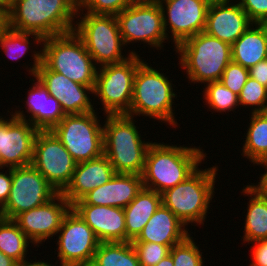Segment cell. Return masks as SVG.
<instances>
[{
	"instance_id": "cell-31",
	"label": "cell",
	"mask_w": 267,
	"mask_h": 266,
	"mask_svg": "<svg viewBox=\"0 0 267 266\" xmlns=\"http://www.w3.org/2000/svg\"><path fill=\"white\" fill-rule=\"evenodd\" d=\"M90 266H140L132 242H100Z\"/></svg>"
},
{
	"instance_id": "cell-37",
	"label": "cell",
	"mask_w": 267,
	"mask_h": 266,
	"mask_svg": "<svg viewBox=\"0 0 267 266\" xmlns=\"http://www.w3.org/2000/svg\"><path fill=\"white\" fill-rule=\"evenodd\" d=\"M249 77V70L231 61L223 71L220 81L236 95H239Z\"/></svg>"
},
{
	"instance_id": "cell-20",
	"label": "cell",
	"mask_w": 267,
	"mask_h": 266,
	"mask_svg": "<svg viewBox=\"0 0 267 266\" xmlns=\"http://www.w3.org/2000/svg\"><path fill=\"white\" fill-rule=\"evenodd\" d=\"M251 24L246 12L236 0L212 3L207 11L204 32L232 45Z\"/></svg>"
},
{
	"instance_id": "cell-18",
	"label": "cell",
	"mask_w": 267,
	"mask_h": 266,
	"mask_svg": "<svg viewBox=\"0 0 267 266\" xmlns=\"http://www.w3.org/2000/svg\"><path fill=\"white\" fill-rule=\"evenodd\" d=\"M35 77L44 85L49 94L59 101L65 114L96 111L95 101L93 100L92 104V99H90V96L94 94L90 86L71 81L66 76L49 70L43 63L38 67Z\"/></svg>"
},
{
	"instance_id": "cell-32",
	"label": "cell",
	"mask_w": 267,
	"mask_h": 266,
	"mask_svg": "<svg viewBox=\"0 0 267 266\" xmlns=\"http://www.w3.org/2000/svg\"><path fill=\"white\" fill-rule=\"evenodd\" d=\"M202 88L203 93L201 94L205 101L203 103L207 105L208 109H213L212 114L215 112L223 114L225 112L229 115V112H236L235 110L239 108L238 95L225 87L220 80L207 83Z\"/></svg>"
},
{
	"instance_id": "cell-17",
	"label": "cell",
	"mask_w": 267,
	"mask_h": 266,
	"mask_svg": "<svg viewBox=\"0 0 267 266\" xmlns=\"http://www.w3.org/2000/svg\"><path fill=\"white\" fill-rule=\"evenodd\" d=\"M71 208L72 205L66 198L58 193L46 204L21 212L13 220L39 248L46 240H51L56 236L65 215Z\"/></svg>"
},
{
	"instance_id": "cell-15",
	"label": "cell",
	"mask_w": 267,
	"mask_h": 266,
	"mask_svg": "<svg viewBox=\"0 0 267 266\" xmlns=\"http://www.w3.org/2000/svg\"><path fill=\"white\" fill-rule=\"evenodd\" d=\"M163 14V25L168 41L176 48L189 37L203 32L206 27L209 3L205 0H157ZM171 32V34H170ZM171 35V37H170Z\"/></svg>"
},
{
	"instance_id": "cell-11",
	"label": "cell",
	"mask_w": 267,
	"mask_h": 266,
	"mask_svg": "<svg viewBox=\"0 0 267 266\" xmlns=\"http://www.w3.org/2000/svg\"><path fill=\"white\" fill-rule=\"evenodd\" d=\"M119 31L126 47L139 43L154 50H163L168 41L163 14L157 0H135L116 16Z\"/></svg>"
},
{
	"instance_id": "cell-29",
	"label": "cell",
	"mask_w": 267,
	"mask_h": 266,
	"mask_svg": "<svg viewBox=\"0 0 267 266\" xmlns=\"http://www.w3.org/2000/svg\"><path fill=\"white\" fill-rule=\"evenodd\" d=\"M251 114V115H250ZM241 156L258 166L267 160V112L249 113Z\"/></svg>"
},
{
	"instance_id": "cell-25",
	"label": "cell",
	"mask_w": 267,
	"mask_h": 266,
	"mask_svg": "<svg viewBox=\"0 0 267 266\" xmlns=\"http://www.w3.org/2000/svg\"><path fill=\"white\" fill-rule=\"evenodd\" d=\"M32 36V37H31ZM31 37V38H30ZM33 38V39H32ZM31 39V40H30ZM44 38L41 35L35 34V33H28V32H21L16 31L8 26H6L3 31L0 33V48L3 53H5L6 58H10L12 62L18 61L21 58H26L27 53H31L33 64H28V67L26 64V70L28 69V73L31 76H35L36 71L38 67L42 63V46H43ZM32 42V43H31ZM37 44V47H35L34 44ZM33 44V46H32ZM40 45V46H39ZM38 46L40 47V50L38 51ZM30 47H35L30 49ZM37 48V51L35 50ZM28 50L30 52H28ZM33 50V51H32Z\"/></svg>"
},
{
	"instance_id": "cell-16",
	"label": "cell",
	"mask_w": 267,
	"mask_h": 266,
	"mask_svg": "<svg viewBox=\"0 0 267 266\" xmlns=\"http://www.w3.org/2000/svg\"><path fill=\"white\" fill-rule=\"evenodd\" d=\"M10 115H7L9 114ZM0 120V167L15 168L32 163L34 141L39 132L30 122L7 110Z\"/></svg>"
},
{
	"instance_id": "cell-36",
	"label": "cell",
	"mask_w": 267,
	"mask_h": 266,
	"mask_svg": "<svg viewBox=\"0 0 267 266\" xmlns=\"http://www.w3.org/2000/svg\"><path fill=\"white\" fill-rule=\"evenodd\" d=\"M132 245L136 250L140 266H155L170 252L168 245L154 242H132Z\"/></svg>"
},
{
	"instance_id": "cell-48",
	"label": "cell",
	"mask_w": 267,
	"mask_h": 266,
	"mask_svg": "<svg viewBox=\"0 0 267 266\" xmlns=\"http://www.w3.org/2000/svg\"><path fill=\"white\" fill-rule=\"evenodd\" d=\"M205 1H207L209 4H212V3H224L230 0H205Z\"/></svg>"
},
{
	"instance_id": "cell-34",
	"label": "cell",
	"mask_w": 267,
	"mask_h": 266,
	"mask_svg": "<svg viewBox=\"0 0 267 266\" xmlns=\"http://www.w3.org/2000/svg\"><path fill=\"white\" fill-rule=\"evenodd\" d=\"M191 236L190 234L184 241L170 248L169 254L174 266H205L206 258L202 257L201 248Z\"/></svg>"
},
{
	"instance_id": "cell-30",
	"label": "cell",
	"mask_w": 267,
	"mask_h": 266,
	"mask_svg": "<svg viewBox=\"0 0 267 266\" xmlns=\"http://www.w3.org/2000/svg\"><path fill=\"white\" fill-rule=\"evenodd\" d=\"M31 243V246H30ZM36 246L13 219L0 218V251L17 263L29 261V246Z\"/></svg>"
},
{
	"instance_id": "cell-5",
	"label": "cell",
	"mask_w": 267,
	"mask_h": 266,
	"mask_svg": "<svg viewBox=\"0 0 267 266\" xmlns=\"http://www.w3.org/2000/svg\"><path fill=\"white\" fill-rule=\"evenodd\" d=\"M218 165L198 168L185 181L161 193L162 204L170 209L187 227L204 225L215 197ZM216 180V181H215ZM195 224V225H194Z\"/></svg>"
},
{
	"instance_id": "cell-33",
	"label": "cell",
	"mask_w": 267,
	"mask_h": 266,
	"mask_svg": "<svg viewBox=\"0 0 267 266\" xmlns=\"http://www.w3.org/2000/svg\"><path fill=\"white\" fill-rule=\"evenodd\" d=\"M240 108L249 107L250 113L267 112V87L255 79L248 77L240 94L238 95Z\"/></svg>"
},
{
	"instance_id": "cell-19",
	"label": "cell",
	"mask_w": 267,
	"mask_h": 266,
	"mask_svg": "<svg viewBox=\"0 0 267 266\" xmlns=\"http://www.w3.org/2000/svg\"><path fill=\"white\" fill-rule=\"evenodd\" d=\"M31 87L27 90L28 95L24 107L15 106L16 110L11 113L19 119L30 122L39 131L52 130L66 116L59 101L51 96L44 85L34 76L30 79ZM18 108V109H17ZM27 112V116L25 115ZM27 117V118H26Z\"/></svg>"
},
{
	"instance_id": "cell-12",
	"label": "cell",
	"mask_w": 267,
	"mask_h": 266,
	"mask_svg": "<svg viewBox=\"0 0 267 266\" xmlns=\"http://www.w3.org/2000/svg\"><path fill=\"white\" fill-rule=\"evenodd\" d=\"M56 237L57 248L54 250L59 259L55 266L91 265L100 241L73 208L65 215Z\"/></svg>"
},
{
	"instance_id": "cell-38",
	"label": "cell",
	"mask_w": 267,
	"mask_h": 266,
	"mask_svg": "<svg viewBox=\"0 0 267 266\" xmlns=\"http://www.w3.org/2000/svg\"><path fill=\"white\" fill-rule=\"evenodd\" d=\"M252 23L267 24V0H236Z\"/></svg>"
},
{
	"instance_id": "cell-14",
	"label": "cell",
	"mask_w": 267,
	"mask_h": 266,
	"mask_svg": "<svg viewBox=\"0 0 267 266\" xmlns=\"http://www.w3.org/2000/svg\"><path fill=\"white\" fill-rule=\"evenodd\" d=\"M31 164L57 193H62L72 179L77 162L61 141L49 130L37 133Z\"/></svg>"
},
{
	"instance_id": "cell-45",
	"label": "cell",
	"mask_w": 267,
	"mask_h": 266,
	"mask_svg": "<svg viewBox=\"0 0 267 266\" xmlns=\"http://www.w3.org/2000/svg\"><path fill=\"white\" fill-rule=\"evenodd\" d=\"M15 0H0V10H2L6 15L11 10Z\"/></svg>"
},
{
	"instance_id": "cell-40",
	"label": "cell",
	"mask_w": 267,
	"mask_h": 266,
	"mask_svg": "<svg viewBox=\"0 0 267 266\" xmlns=\"http://www.w3.org/2000/svg\"><path fill=\"white\" fill-rule=\"evenodd\" d=\"M11 185H12V168L0 167V207H2L8 200L11 190Z\"/></svg>"
},
{
	"instance_id": "cell-21",
	"label": "cell",
	"mask_w": 267,
	"mask_h": 266,
	"mask_svg": "<svg viewBox=\"0 0 267 266\" xmlns=\"http://www.w3.org/2000/svg\"><path fill=\"white\" fill-rule=\"evenodd\" d=\"M72 208L91 227L100 242H126L124 208L73 204Z\"/></svg>"
},
{
	"instance_id": "cell-44",
	"label": "cell",
	"mask_w": 267,
	"mask_h": 266,
	"mask_svg": "<svg viewBox=\"0 0 267 266\" xmlns=\"http://www.w3.org/2000/svg\"><path fill=\"white\" fill-rule=\"evenodd\" d=\"M17 262L0 251V266H16Z\"/></svg>"
},
{
	"instance_id": "cell-23",
	"label": "cell",
	"mask_w": 267,
	"mask_h": 266,
	"mask_svg": "<svg viewBox=\"0 0 267 266\" xmlns=\"http://www.w3.org/2000/svg\"><path fill=\"white\" fill-rule=\"evenodd\" d=\"M115 174L104 154L99 158L77 163L69 185L61 194L73 205L93 189L109 182Z\"/></svg>"
},
{
	"instance_id": "cell-39",
	"label": "cell",
	"mask_w": 267,
	"mask_h": 266,
	"mask_svg": "<svg viewBox=\"0 0 267 266\" xmlns=\"http://www.w3.org/2000/svg\"><path fill=\"white\" fill-rule=\"evenodd\" d=\"M254 246L252 247L250 245V249L252 253L251 255H249L251 258V262L249 264V266H267V239L264 240H259L253 243Z\"/></svg>"
},
{
	"instance_id": "cell-9",
	"label": "cell",
	"mask_w": 267,
	"mask_h": 266,
	"mask_svg": "<svg viewBox=\"0 0 267 266\" xmlns=\"http://www.w3.org/2000/svg\"><path fill=\"white\" fill-rule=\"evenodd\" d=\"M139 54H131L120 62L98 67L94 100L98 98L104 115L127 114L130 110L133 85L138 66L145 61ZM143 59V60H142ZM96 98V99H95Z\"/></svg>"
},
{
	"instance_id": "cell-35",
	"label": "cell",
	"mask_w": 267,
	"mask_h": 266,
	"mask_svg": "<svg viewBox=\"0 0 267 266\" xmlns=\"http://www.w3.org/2000/svg\"><path fill=\"white\" fill-rule=\"evenodd\" d=\"M135 0H79L78 11L116 16Z\"/></svg>"
},
{
	"instance_id": "cell-41",
	"label": "cell",
	"mask_w": 267,
	"mask_h": 266,
	"mask_svg": "<svg viewBox=\"0 0 267 266\" xmlns=\"http://www.w3.org/2000/svg\"><path fill=\"white\" fill-rule=\"evenodd\" d=\"M249 70V77L258 81L261 85L267 87V59L258 62Z\"/></svg>"
},
{
	"instance_id": "cell-3",
	"label": "cell",
	"mask_w": 267,
	"mask_h": 266,
	"mask_svg": "<svg viewBox=\"0 0 267 266\" xmlns=\"http://www.w3.org/2000/svg\"><path fill=\"white\" fill-rule=\"evenodd\" d=\"M155 68L146 61L138 66L131 106L126 115L135 118L146 116V119L152 118L154 121L177 128L179 124L175 118L174 99H177L178 95L173 88L176 85L172 84L173 80L169 79L170 75L167 76L163 69Z\"/></svg>"
},
{
	"instance_id": "cell-10",
	"label": "cell",
	"mask_w": 267,
	"mask_h": 266,
	"mask_svg": "<svg viewBox=\"0 0 267 266\" xmlns=\"http://www.w3.org/2000/svg\"><path fill=\"white\" fill-rule=\"evenodd\" d=\"M98 114L97 111L66 114L51 130L77 163L103 155V123Z\"/></svg>"
},
{
	"instance_id": "cell-13",
	"label": "cell",
	"mask_w": 267,
	"mask_h": 266,
	"mask_svg": "<svg viewBox=\"0 0 267 266\" xmlns=\"http://www.w3.org/2000/svg\"><path fill=\"white\" fill-rule=\"evenodd\" d=\"M58 193L32 165L12 168L8 200L1 207L2 218L14 219L21 212L39 207Z\"/></svg>"
},
{
	"instance_id": "cell-6",
	"label": "cell",
	"mask_w": 267,
	"mask_h": 266,
	"mask_svg": "<svg viewBox=\"0 0 267 266\" xmlns=\"http://www.w3.org/2000/svg\"><path fill=\"white\" fill-rule=\"evenodd\" d=\"M178 66L189 83L197 85L219 81L223 71L232 61L231 45L206 32H200L181 42L175 50Z\"/></svg>"
},
{
	"instance_id": "cell-46",
	"label": "cell",
	"mask_w": 267,
	"mask_h": 266,
	"mask_svg": "<svg viewBox=\"0 0 267 266\" xmlns=\"http://www.w3.org/2000/svg\"><path fill=\"white\" fill-rule=\"evenodd\" d=\"M155 266H174L172 256L168 254L165 258H163L158 264Z\"/></svg>"
},
{
	"instance_id": "cell-26",
	"label": "cell",
	"mask_w": 267,
	"mask_h": 266,
	"mask_svg": "<svg viewBox=\"0 0 267 266\" xmlns=\"http://www.w3.org/2000/svg\"><path fill=\"white\" fill-rule=\"evenodd\" d=\"M232 61L249 69L267 59V24L252 23L231 45Z\"/></svg>"
},
{
	"instance_id": "cell-1",
	"label": "cell",
	"mask_w": 267,
	"mask_h": 266,
	"mask_svg": "<svg viewBox=\"0 0 267 266\" xmlns=\"http://www.w3.org/2000/svg\"><path fill=\"white\" fill-rule=\"evenodd\" d=\"M205 158L207 154L200 146L152 142L141 174L143 185L161 194L185 181L205 163Z\"/></svg>"
},
{
	"instance_id": "cell-2",
	"label": "cell",
	"mask_w": 267,
	"mask_h": 266,
	"mask_svg": "<svg viewBox=\"0 0 267 266\" xmlns=\"http://www.w3.org/2000/svg\"><path fill=\"white\" fill-rule=\"evenodd\" d=\"M79 0H15L7 14V26L43 38L74 30Z\"/></svg>"
},
{
	"instance_id": "cell-49",
	"label": "cell",
	"mask_w": 267,
	"mask_h": 266,
	"mask_svg": "<svg viewBox=\"0 0 267 266\" xmlns=\"http://www.w3.org/2000/svg\"><path fill=\"white\" fill-rule=\"evenodd\" d=\"M0 218H2V210H1V207H0Z\"/></svg>"
},
{
	"instance_id": "cell-28",
	"label": "cell",
	"mask_w": 267,
	"mask_h": 266,
	"mask_svg": "<svg viewBox=\"0 0 267 266\" xmlns=\"http://www.w3.org/2000/svg\"><path fill=\"white\" fill-rule=\"evenodd\" d=\"M161 204L162 197L160 193L143 187L138 195L124 208L126 242H132L138 237Z\"/></svg>"
},
{
	"instance_id": "cell-8",
	"label": "cell",
	"mask_w": 267,
	"mask_h": 266,
	"mask_svg": "<svg viewBox=\"0 0 267 266\" xmlns=\"http://www.w3.org/2000/svg\"><path fill=\"white\" fill-rule=\"evenodd\" d=\"M76 19L73 31L82 40L97 66L120 63L131 54H138L133 49L124 55L125 45L114 15L77 11Z\"/></svg>"
},
{
	"instance_id": "cell-22",
	"label": "cell",
	"mask_w": 267,
	"mask_h": 266,
	"mask_svg": "<svg viewBox=\"0 0 267 266\" xmlns=\"http://www.w3.org/2000/svg\"><path fill=\"white\" fill-rule=\"evenodd\" d=\"M143 187L141 175L116 173L109 182L93 189L74 204L125 208Z\"/></svg>"
},
{
	"instance_id": "cell-42",
	"label": "cell",
	"mask_w": 267,
	"mask_h": 266,
	"mask_svg": "<svg viewBox=\"0 0 267 266\" xmlns=\"http://www.w3.org/2000/svg\"><path fill=\"white\" fill-rule=\"evenodd\" d=\"M258 166L264 168V173L260 174L258 183H254L253 185L256 186L265 196H267V160L261 162Z\"/></svg>"
},
{
	"instance_id": "cell-43",
	"label": "cell",
	"mask_w": 267,
	"mask_h": 266,
	"mask_svg": "<svg viewBox=\"0 0 267 266\" xmlns=\"http://www.w3.org/2000/svg\"><path fill=\"white\" fill-rule=\"evenodd\" d=\"M34 260H31L30 261H26V262H20V263H17L16 266H55L54 264H52V260H51V264L46 260H37L36 259V256L34 257Z\"/></svg>"
},
{
	"instance_id": "cell-47",
	"label": "cell",
	"mask_w": 267,
	"mask_h": 266,
	"mask_svg": "<svg viewBox=\"0 0 267 266\" xmlns=\"http://www.w3.org/2000/svg\"><path fill=\"white\" fill-rule=\"evenodd\" d=\"M7 26V15L0 10V33Z\"/></svg>"
},
{
	"instance_id": "cell-27",
	"label": "cell",
	"mask_w": 267,
	"mask_h": 266,
	"mask_svg": "<svg viewBox=\"0 0 267 266\" xmlns=\"http://www.w3.org/2000/svg\"><path fill=\"white\" fill-rule=\"evenodd\" d=\"M244 197L249 198L244 220L243 243H250L267 239V196H265L253 183L243 186L240 191Z\"/></svg>"
},
{
	"instance_id": "cell-24",
	"label": "cell",
	"mask_w": 267,
	"mask_h": 266,
	"mask_svg": "<svg viewBox=\"0 0 267 266\" xmlns=\"http://www.w3.org/2000/svg\"><path fill=\"white\" fill-rule=\"evenodd\" d=\"M190 234L189 228L170 209L161 204L132 242H154L171 248L184 241Z\"/></svg>"
},
{
	"instance_id": "cell-4",
	"label": "cell",
	"mask_w": 267,
	"mask_h": 266,
	"mask_svg": "<svg viewBox=\"0 0 267 266\" xmlns=\"http://www.w3.org/2000/svg\"><path fill=\"white\" fill-rule=\"evenodd\" d=\"M103 154L116 173L141 175L145 156L152 141H146L134 117L126 114L104 115ZM136 124V125H135Z\"/></svg>"
},
{
	"instance_id": "cell-7",
	"label": "cell",
	"mask_w": 267,
	"mask_h": 266,
	"mask_svg": "<svg viewBox=\"0 0 267 266\" xmlns=\"http://www.w3.org/2000/svg\"><path fill=\"white\" fill-rule=\"evenodd\" d=\"M42 51V63L49 70L94 90L98 66L74 31L44 38Z\"/></svg>"
}]
</instances>
